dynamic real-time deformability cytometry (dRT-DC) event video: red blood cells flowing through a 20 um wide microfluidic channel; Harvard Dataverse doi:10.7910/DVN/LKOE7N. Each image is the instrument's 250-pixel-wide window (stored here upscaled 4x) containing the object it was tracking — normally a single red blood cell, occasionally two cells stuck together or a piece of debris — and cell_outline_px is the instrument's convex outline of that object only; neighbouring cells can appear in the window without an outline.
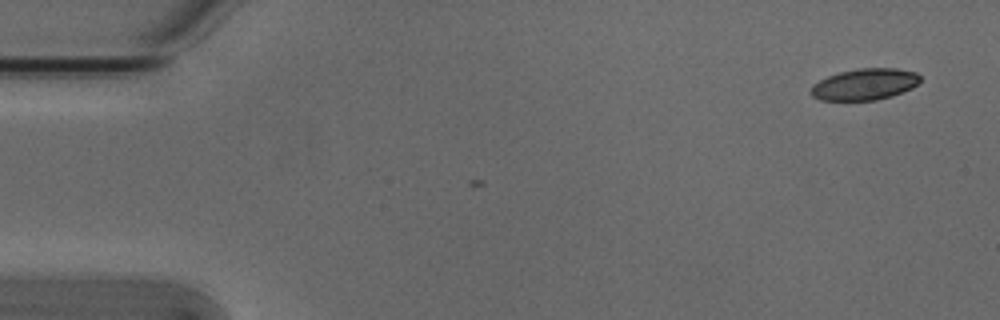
{"species": "Egyptian fruit bat (a non-hibernating species)", "species_latin": "Rousettus aegyptiacus", "temperature_condition": "cold", "stored_images_in_passage": 6, "camera_frame_rate_fps": 3000, "um_per_image_px": 0.085, "animal": {"sex": "male"}, "frame": {"image": 1, "passage_image": 1, "time_ms": 0.0, "image_size_px": [1000, 320], "cell_outline_px": [[920, 80], [912, 88], [892, 96], [876, 100], [820, 100], [812, 96], [808, 92], [812, 84], [828, 76], [840, 72], [856, 68], [896, 68], [916, 72], [920, 76]], "centroid_in_image_um": [73.47, 7.16], "position_along_channel_um": 11.5, "area_um2": 20.11}}
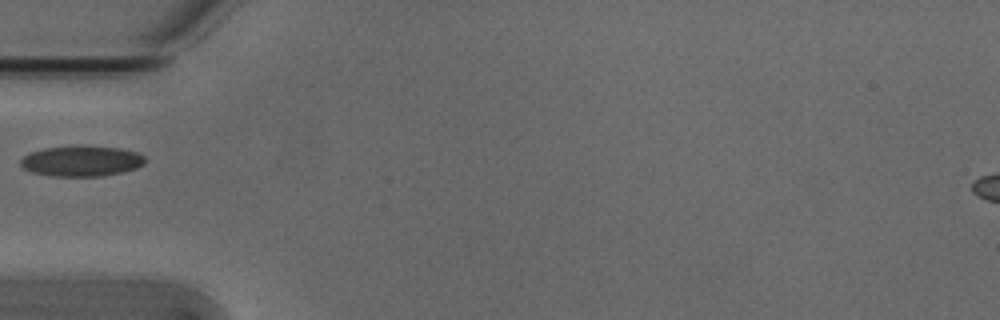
{"frame": {"image": 2, "passage_image": 5, "time_ms": 1.333, "image_size_px": [1000, 320], "cell_outline_px": [[144, 164], [136, 168], [124, 172], [100, 176], [52, 176], [32, 172], [24, 168], [20, 164], [20, 160], [24, 156], [32, 152], [44, 148], [120, 148], [136, 152], [144, 156]], "centroid_in_image_um": [6.93, 13.73], "position_along_channel_um": 78.1, "area_um2": 21.33}}
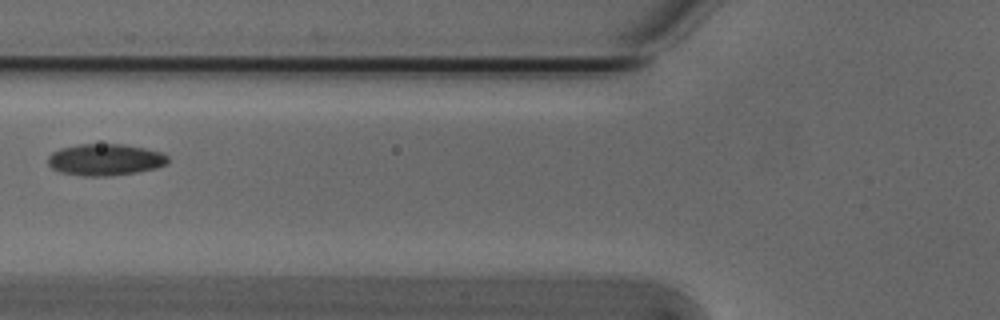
{"frame": {"image": 3, "passage_image": 6, "time_ms": 1.667, "image_size_px": [1000, 320], "cell_outline_px": [[168, 164], [156, 168], [136, 172], [108, 176], [84, 176], [60, 172], [52, 168], [48, 164], [48, 156], [52, 152], [60, 148], [80, 144], [124, 144], [144, 148], [160, 152], [168, 156]], "centroid_in_image_um": [8.93, 13.57], "position_along_channel_um": 116.9, "area_um2": 22.14}}